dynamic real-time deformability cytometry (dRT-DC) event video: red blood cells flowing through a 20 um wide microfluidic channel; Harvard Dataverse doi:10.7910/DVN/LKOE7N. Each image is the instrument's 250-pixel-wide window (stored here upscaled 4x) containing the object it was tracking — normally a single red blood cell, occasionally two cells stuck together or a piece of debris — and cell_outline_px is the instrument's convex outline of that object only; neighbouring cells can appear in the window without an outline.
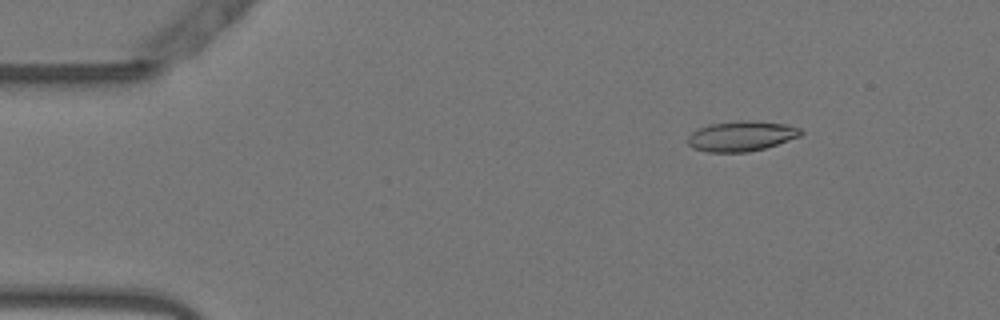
{"species": "Egyptian fruit bat (a non-hibernating species)", "species_latin": "Rousettus aegyptiacus", "temperature_condition": "warm", "stored_images_in_passage": 14, "camera_frame_rate_fps": 3000, "um_per_image_px": 0.085, "animal": {"sex": "female"}, "frame": {"image": 1, "passage_image": 7, "time_ms": 2.0, "image_size_px": [1000, 320], "cell_outline_px": [[804, 132], [800, 136], [764, 148], [748, 152], [708, 152], [692, 148], [688, 144], [688, 136], [692, 132], [708, 124], [748, 120], [788, 124], [800, 128]], "centroid_in_image_um": [63.02, 11.57], "position_along_channel_um": 22.0, "area_um2": 19.77}}